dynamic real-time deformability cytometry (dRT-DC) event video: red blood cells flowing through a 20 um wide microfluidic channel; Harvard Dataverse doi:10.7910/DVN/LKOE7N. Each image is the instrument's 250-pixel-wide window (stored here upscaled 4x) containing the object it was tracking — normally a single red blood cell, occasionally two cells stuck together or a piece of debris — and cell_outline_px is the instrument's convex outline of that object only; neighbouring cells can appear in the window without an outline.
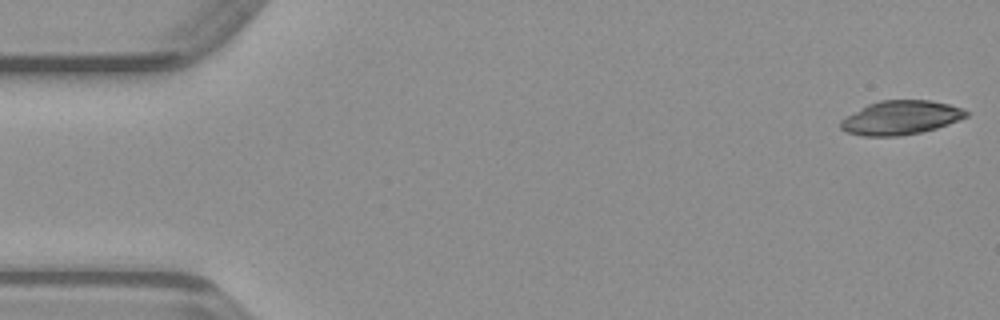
{"species": "common noctule bat (a hibernating species)", "species_latin": "Nyctalus noctula", "temperature_condition": "warm", "stored_images_in_passage": 48, "camera_frame_rate_fps": 3000, "um_per_image_px": 0.085, "animal": {"sex": "male", "body_mass_g": 23.1, "forearm_length_mm": 52.7}, "frame": {"image": 1, "passage_image": 1, "time_ms": 0.0, "image_size_px": [1000, 320], "cell_outline_px": [[968, 116], [948, 124], [936, 128], [920, 132], [900, 136], [864, 136], [848, 132], [840, 128], [840, 120], [868, 104], [880, 100], [928, 100], [948, 104], [964, 108], [968, 112]], "centroid_in_image_um": [76.57, 10.0], "position_along_channel_um": 8.4, "area_um2": 24.68}}
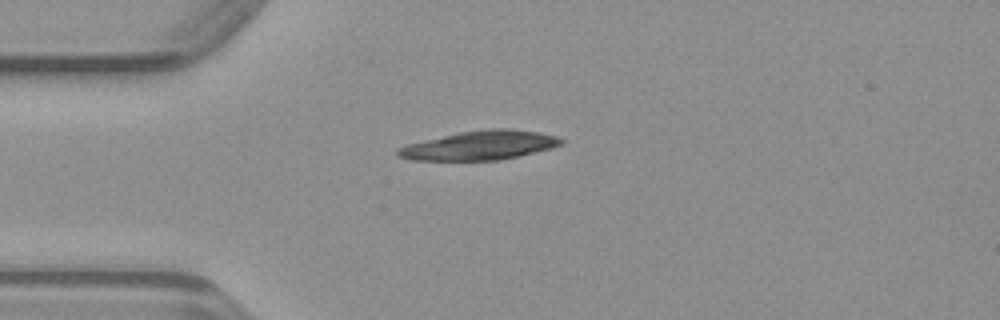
{"frame": {"image": 2, "passage_image": 12, "time_ms": 3.667, "image_size_px": [1000, 320], "cell_outline_px": [[564, 144], [552, 148], [500, 160], [412, 160], [396, 156], [396, 148], [408, 144], [460, 132], [488, 128], [508, 128], [540, 132], [556, 136], [564, 140]], "centroid_in_image_um": [40.81, 12.35], "position_along_channel_um": 44.2, "area_um2": 27.69}}